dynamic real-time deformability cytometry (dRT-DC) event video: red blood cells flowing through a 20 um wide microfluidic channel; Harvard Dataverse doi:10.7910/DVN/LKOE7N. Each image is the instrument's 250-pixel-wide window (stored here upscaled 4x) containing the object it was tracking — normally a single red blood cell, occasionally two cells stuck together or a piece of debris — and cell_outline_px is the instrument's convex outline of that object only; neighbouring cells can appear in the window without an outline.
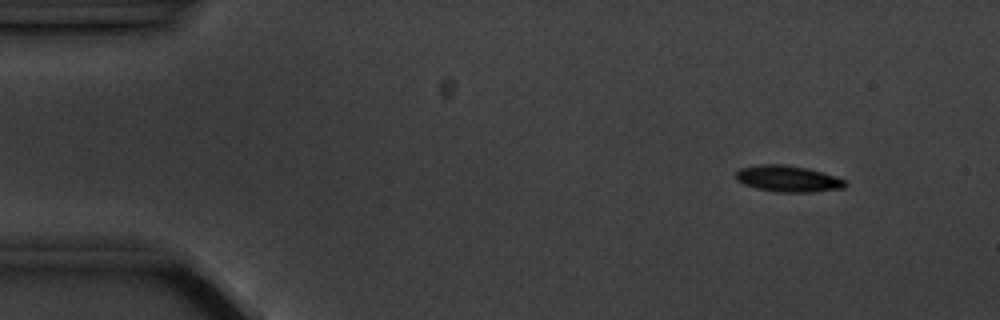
{"species": "common noctule bat (a hibernating species)", "species_latin": "Nyctalus noctula", "temperature_condition": "cold", "stored_images_in_passage": 6, "camera_frame_rate_fps": 3000, "um_per_image_px": 0.085, "animal": {"sex": "male", "body_mass_g": 20.1, "forearm_length_mm": 53.5}, "frame": {"image": 1, "passage_image": 2, "time_ms": 1.333, "image_size_px": [1000, 320], "cell_outline_px": [[848, 184], [844, 188], [812, 192], [776, 192], [756, 188], [744, 184], [736, 180], [736, 172], [740, 168], [760, 164], [784, 164], [808, 168], [848, 180]], "centroid_in_image_um": [67.0, 15.19], "position_along_channel_um": 18.0, "area_um2": 16.94}}